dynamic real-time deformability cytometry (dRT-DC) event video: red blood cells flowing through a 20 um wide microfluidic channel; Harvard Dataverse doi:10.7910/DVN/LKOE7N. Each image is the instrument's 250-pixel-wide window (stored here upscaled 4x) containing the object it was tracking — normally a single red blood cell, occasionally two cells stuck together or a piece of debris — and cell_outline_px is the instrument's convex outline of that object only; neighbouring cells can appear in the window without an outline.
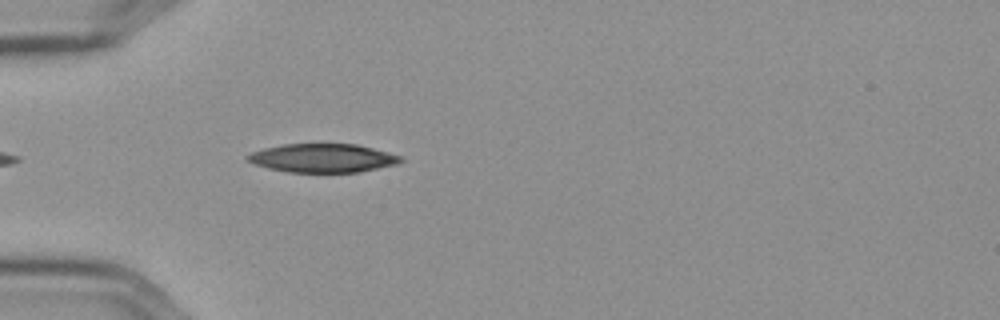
{"species": "Egyptian fruit bat (a non-hibernating species)", "species_latin": "Rousettus aegyptiacus", "temperature_condition": "cold", "stored_images_in_passage": 22, "camera_frame_rate_fps": 3000, "um_per_image_px": 0.085, "frame": {"image": 1, "passage_image": 4, "time_ms": 1.0, "image_size_px": [1000, 320], "cell_outline_px": [[404, 160], [400, 164], [360, 172], [288, 172], [268, 168], [256, 164], [248, 160], [244, 156], [252, 152], [264, 148], [284, 144], [356, 144], [388, 152], [400, 156]], "centroid_in_image_um": [27.46, 13.44], "position_along_channel_um": 57.5, "area_um2": 25.55}}
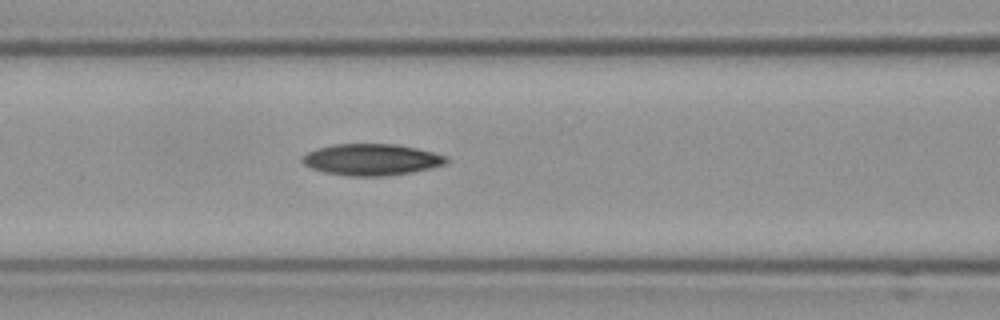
{"frame": {"image": 2, "passage_image": 11, "time_ms": 3.333, "image_size_px": [1000, 320], "cell_outline_px": [[448, 160], [444, 164], [412, 172], [384, 176], [352, 176], [324, 172], [312, 168], [304, 164], [300, 160], [308, 152], [316, 148], [332, 144], [396, 144], [416, 148], [448, 156]], "centroid_in_image_um": [31.56, 13.56], "position_along_channel_um": 135.0, "area_um2": 26.24}}
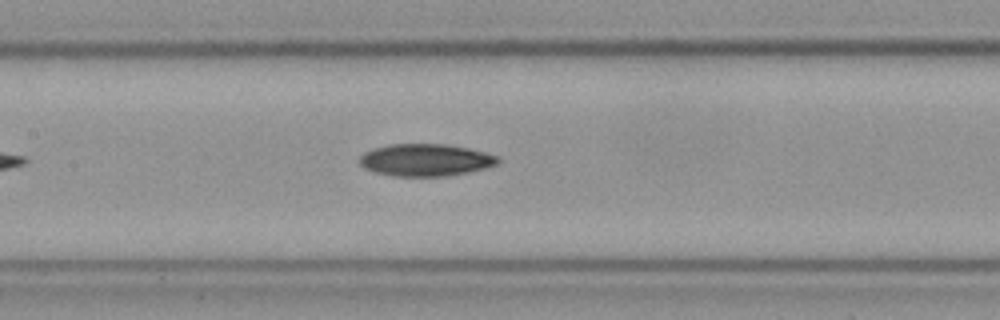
{"frame": {"image": 3, "passage_image": 14, "time_ms": 4.333, "image_size_px": [1000, 320], "cell_outline_px": [[500, 164], [484, 168], [444, 176], [396, 176], [376, 172], [364, 168], [356, 160], [364, 152], [372, 148], [388, 144], [444, 144], [468, 148], [500, 156]], "centroid_in_image_um": [36.14, 13.59], "position_along_channel_um": 171.3, "area_um2": 26.01}}